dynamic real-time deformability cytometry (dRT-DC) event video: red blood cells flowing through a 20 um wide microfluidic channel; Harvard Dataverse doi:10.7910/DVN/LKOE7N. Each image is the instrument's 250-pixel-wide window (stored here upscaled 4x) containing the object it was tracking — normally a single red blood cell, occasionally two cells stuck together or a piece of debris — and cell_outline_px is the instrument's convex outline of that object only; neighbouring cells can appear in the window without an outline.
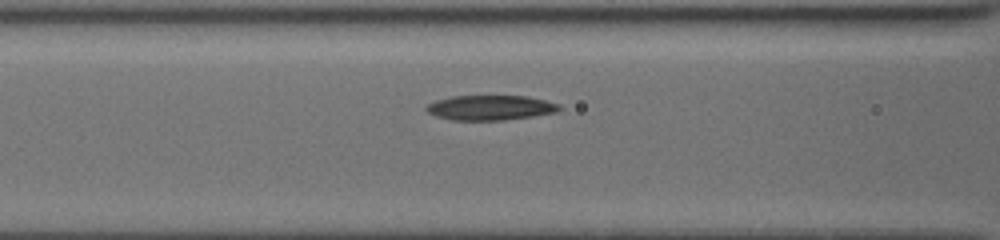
{"species": "common noctule bat (a hibernating species)", "species_latin": "Nyctalus noctula", "temperature_condition": "cold", "stored_images_in_passage": 7, "camera_frame_rate_fps": 3000, "um_per_image_px": 0.085, "animal": {"sex": "female", "body_mass_g": 19.5, "forearm_length_mm": 54.1}, "frame": {"image": 1, "passage_image": 5, "time_ms": 1.333, "image_size_px": [1000, 240], "cell_outline_px": [[564, 108], [556, 112], [532, 116], [500, 120], [452, 120], [436, 116], [428, 112], [424, 108], [428, 104], [436, 100], [452, 96], [524, 96], [544, 100], [560, 104]], "centroid_in_image_um": [41.68, 9.15], "position_along_channel_um": 124.9, "area_um2": 19.19}}